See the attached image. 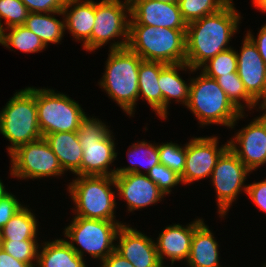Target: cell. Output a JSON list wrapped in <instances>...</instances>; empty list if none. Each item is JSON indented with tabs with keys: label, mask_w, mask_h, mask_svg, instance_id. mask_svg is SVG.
<instances>
[{
	"label": "cell",
	"mask_w": 266,
	"mask_h": 267,
	"mask_svg": "<svg viewBox=\"0 0 266 267\" xmlns=\"http://www.w3.org/2000/svg\"><path fill=\"white\" fill-rule=\"evenodd\" d=\"M119 244L115 251L133 264L134 267H162L156 244L137 229L123 224L117 234Z\"/></svg>",
	"instance_id": "17"
},
{
	"label": "cell",
	"mask_w": 266,
	"mask_h": 267,
	"mask_svg": "<svg viewBox=\"0 0 266 267\" xmlns=\"http://www.w3.org/2000/svg\"><path fill=\"white\" fill-rule=\"evenodd\" d=\"M237 55V72L247 93L257 102L260 109L266 108V64L256 45L246 35Z\"/></svg>",
	"instance_id": "14"
},
{
	"label": "cell",
	"mask_w": 266,
	"mask_h": 267,
	"mask_svg": "<svg viewBox=\"0 0 266 267\" xmlns=\"http://www.w3.org/2000/svg\"><path fill=\"white\" fill-rule=\"evenodd\" d=\"M231 0H179V8L184 21L189 24L204 16L214 14Z\"/></svg>",
	"instance_id": "31"
},
{
	"label": "cell",
	"mask_w": 266,
	"mask_h": 267,
	"mask_svg": "<svg viewBox=\"0 0 266 267\" xmlns=\"http://www.w3.org/2000/svg\"><path fill=\"white\" fill-rule=\"evenodd\" d=\"M235 9L231 0L220 11L187 24L185 63L192 69H200L209 59L231 48L227 44L241 18Z\"/></svg>",
	"instance_id": "1"
},
{
	"label": "cell",
	"mask_w": 266,
	"mask_h": 267,
	"mask_svg": "<svg viewBox=\"0 0 266 267\" xmlns=\"http://www.w3.org/2000/svg\"><path fill=\"white\" fill-rule=\"evenodd\" d=\"M36 107L43 137L56 132H77L86 116L81 106L63 93L36 88Z\"/></svg>",
	"instance_id": "9"
},
{
	"label": "cell",
	"mask_w": 266,
	"mask_h": 267,
	"mask_svg": "<svg viewBox=\"0 0 266 267\" xmlns=\"http://www.w3.org/2000/svg\"><path fill=\"white\" fill-rule=\"evenodd\" d=\"M101 263L100 267H134L131 262L123 258L116 251H113Z\"/></svg>",
	"instance_id": "40"
},
{
	"label": "cell",
	"mask_w": 266,
	"mask_h": 267,
	"mask_svg": "<svg viewBox=\"0 0 266 267\" xmlns=\"http://www.w3.org/2000/svg\"><path fill=\"white\" fill-rule=\"evenodd\" d=\"M7 29L10 32L4 33ZM0 44L9 48H16L25 53H36L47 48L42 40L25 26H13L2 30L0 35ZM11 46V47H10Z\"/></svg>",
	"instance_id": "29"
},
{
	"label": "cell",
	"mask_w": 266,
	"mask_h": 267,
	"mask_svg": "<svg viewBox=\"0 0 266 267\" xmlns=\"http://www.w3.org/2000/svg\"><path fill=\"white\" fill-rule=\"evenodd\" d=\"M216 82L226 93L228 99L233 103V105L244 113V104L240 101L243 100L246 103V107L250 110L256 107L258 104L246 91L243 82L238 76V72L229 73L226 76L217 77ZM240 100V101H239Z\"/></svg>",
	"instance_id": "30"
},
{
	"label": "cell",
	"mask_w": 266,
	"mask_h": 267,
	"mask_svg": "<svg viewBox=\"0 0 266 267\" xmlns=\"http://www.w3.org/2000/svg\"><path fill=\"white\" fill-rule=\"evenodd\" d=\"M258 9L266 12V0H253L252 2Z\"/></svg>",
	"instance_id": "43"
},
{
	"label": "cell",
	"mask_w": 266,
	"mask_h": 267,
	"mask_svg": "<svg viewBox=\"0 0 266 267\" xmlns=\"http://www.w3.org/2000/svg\"><path fill=\"white\" fill-rule=\"evenodd\" d=\"M24 206L11 193H6L0 198V230Z\"/></svg>",
	"instance_id": "37"
},
{
	"label": "cell",
	"mask_w": 266,
	"mask_h": 267,
	"mask_svg": "<svg viewBox=\"0 0 266 267\" xmlns=\"http://www.w3.org/2000/svg\"><path fill=\"white\" fill-rule=\"evenodd\" d=\"M247 36L251 39V41L256 45L258 52L260 53L264 63L266 64V25L261 26L259 34L256 39L251 34L250 31H247Z\"/></svg>",
	"instance_id": "41"
},
{
	"label": "cell",
	"mask_w": 266,
	"mask_h": 267,
	"mask_svg": "<svg viewBox=\"0 0 266 267\" xmlns=\"http://www.w3.org/2000/svg\"><path fill=\"white\" fill-rule=\"evenodd\" d=\"M185 37L186 30L129 25L127 47L146 61L185 63Z\"/></svg>",
	"instance_id": "2"
},
{
	"label": "cell",
	"mask_w": 266,
	"mask_h": 267,
	"mask_svg": "<svg viewBox=\"0 0 266 267\" xmlns=\"http://www.w3.org/2000/svg\"><path fill=\"white\" fill-rule=\"evenodd\" d=\"M246 193L260 210L266 212V179L248 184Z\"/></svg>",
	"instance_id": "39"
},
{
	"label": "cell",
	"mask_w": 266,
	"mask_h": 267,
	"mask_svg": "<svg viewBox=\"0 0 266 267\" xmlns=\"http://www.w3.org/2000/svg\"><path fill=\"white\" fill-rule=\"evenodd\" d=\"M63 14L65 30L68 29L76 40L83 41L84 49L91 51V33L96 19L94 0H66Z\"/></svg>",
	"instance_id": "20"
},
{
	"label": "cell",
	"mask_w": 266,
	"mask_h": 267,
	"mask_svg": "<svg viewBox=\"0 0 266 267\" xmlns=\"http://www.w3.org/2000/svg\"><path fill=\"white\" fill-rule=\"evenodd\" d=\"M29 12L53 13L63 11L66 0H21Z\"/></svg>",
	"instance_id": "38"
},
{
	"label": "cell",
	"mask_w": 266,
	"mask_h": 267,
	"mask_svg": "<svg viewBox=\"0 0 266 267\" xmlns=\"http://www.w3.org/2000/svg\"><path fill=\"white\" fill-rule=\"evenodd\" d=\"M69 226L65 228L67 241L72 249L83 258L84 251L102 262L115 251L114 240L123 223L100 219H86L75 216ZM81 247L77 248L74 243Z\"/></svg>",
	"instance_id": "8"
},
{
	"label": "cell",
	"mask_w": 266,
	"mask_h": 267,
	"mask_svg": "<svg viewBox=\"0 0 266 267\" xmlns=\"http://www.w3.org/2000/svg\"><path fill=\"white\" fill-rule=\"evenodd\" d=\"M37 242V240H2V248L15 259L35 267L37 265L33 264V261L36 260L35 262L37 263L39 251Z\"/></svg>",
	"instance_id": "33"
},
{
	"label": "cell",
	"mask_w": 266,
	"mask_h": 267,
	"mask_svg": "<svg viewBox=\"0 0 266 267\" xmlns=\"http://www.w3.org/2000/svg\"><path fill=\"white\" fill-rule=\"evenodd\" d=\"M9 155L12 162L10 175L13 177L36 179L64 174L44 137L18 146Z\"/></svg>",
	"instance_id": "11"
},
{
	"label": "cell",
	"mask_w": 266,
	"mask_h": 267,
	"mask_svg": "<svg viewBox=\"0 0 266 267\" xmlns=\"http://www.w3.org/2000/svg\"><path fill=\"white\" fill-rule=\"evenodd\" d=\"M201 72L213 79L237 72L236 51L230 48L218 53L215 57L209 59L201 66Z\"/></svg>",
	"instance_id": "32"
},
{
	"label": "cell",
	"mask_w": 266,
	"mask_h": 267,
	"mask_svg": "<svg viewBox=\"0 0 266 267\" xmlns=\"http://www.w3.org/2000/svg\"><path fill=\"white\" fill-rule=\"evenodd\" d=\"M43 244V250L38 251V267H87L84 258L72 249L67 240L55 239Z\"/></svg>",
	"instance_id": "25"
},
{
	"label": "cell",
	"mask_w": 266,
	"mask_h": 267,
	"mask_svg": "<svg viewBox=\"0 0 266 267\" xmlns=\"http://www.w3.org/2000/svg\"><path fill=\"white\" fill-rule=\"evenodd\" d=\"M166 64L142 60L139 65L138 86L139 97L146 99L153 111L162 119V91L158 85L161 69Z\"/></svg>",
	"instance_id": "24"
},
{
	"label": "cell",
	"mask_w": 266,
	"mask_h": 267,
	"mask_svg": "<svg viewBox=\"0 0 266 267\" xmlns=\"http://www.w3.org/2000/svg\"><path fill=\"white\" fill-rule=\"evenodd\" d=\"M37 225L35 215L23 207L0 230L2 240H36Z\"/></svg>",
	"instance_id": "27"
},
{
	"label": "cell",
	"mask_w": 266,
	"mask_h": 267,
	"mask_svg": "<svg viewBox=\"0 0 266 267\" xmlns=\"http://www.w3.org/2000/svg\"><path fill=\"white\" fill-rule=\"evenodd\" d=\"M249 173H251L250 170L230 147L218 158L210 178L216 189L220 216L224 217L227 214L230 205L237 199L242 189L246 192L247 185L244 182Z\"/></svg>",
	"instance_id": "12"
},
{
	"label": "cell",
	"mask_w": 266,
	"mask_h": 267,
	"mask_svg": "<svg viewBox=\"0 0 266 267\" xmlns=\"http://www.w3.org/2000/svg\"><path fill=\"white\" fill-rule=\"evenodd\" d=\"M192 69L187 63L166 64L160 71L158 85L162 91V119L167 118V106L171 99L182 102L185 106L189 99L190 83L187 84L178 73V69Z\"/></svg>",
	"instance_id": "22"
},
{
	"label": "cell",
	"mask_w": 266,
	"mask_h": 267,
	"mask_svg": "<svg viewBox=\"0 0 266 267\" xmlns=\"http://www.w3.org/2000/svg\"><path fill=\"white\" fill-rule=\"evenodd\" d=\"M29 11L21 0H0V26L1 30H4V25L1 23V19L6 21V28L13 26L24 25L27 19Z\"/></svg>",
	"instance_id": "35"
},
{
	"label": "cell",
	"mask_w": 266,
	"mask_h": 267,
	"mask_svg": "<svg viewBox=\"0 0 266 267\" xmlns=\"http://www.w3.org/2000/svg\"><path fill=\"white\" fill-rule=\"evenodd\" d=\"M44 139L57 156L64 172L70 170L76 176H81L83 150L77 132L50 133L46 134Z\"/></svg>",
	"instance_id": "21"
},
{
	"label": "cell",
	"mask_w": 266,
	"mask_h": 267,
	"mask_svg": "<svg viewBox=\"0 0 266 267\" xmlns=\"http://www.w3.org/2000/svg\"><path fill=\"white\" fill-rule=\"evenodd\" d=\"M187 108L198 118L200 124H221L230 128L244 117L228 99L226 93L215 79L203 72L190 79V90Z\"/></svg>",
	"instance_id": "4"
},
{
	"label": "cell",
	"mask_w": 266,
	"mask_h": 267,
	"mask_svg": "<svg viewBox=\"0 0 266 267\" xmlns=\"http://www.w3.org/2000/svg\"><path fill=\"white\" fill-rule=\"evenodd\" d=\"M0 133L11 142L9 154L18 146L43 137L38 122L35 87L17 91L6 103L0 111Z\"/></svg>",
	"instance_id": "5"
},
{
	"label": "cell",
	"mask_w": 266,
	"mask_h": 267,
	"mask_svg": "<svg viewBox=\"0 0 266 267\" xmlns=\"http://www.w3.org/2000/svg\"><path fill=\"white\" fill-rule=\"evenodd\" d=\"M114 179L118 195L126 200L130 212L157 203L164 196L146 173L115 175Z\"/></svg>",
	"instance_id": "18"
},
{
	"label": "cell",
	"mask_w": 266,
	"mask_h": 267,
	"mask_svg": "<svg viewBox=\"0 0 266 267\" xmlns=\"http://www.w3.org/2000/svg\"><path fill=\"white\" fill-rule=\"evenodd\" d=\"M147 176L159 187L164 195L169 194L174 186L182 183L180 175L159 163L155 165Z\"/></svg>",
	"instance_id": "36"
},
{
	"label": "cell",
	"mask_w": 266,
	"mask_h": 267,
	"mask_svg": "<svg viewBox=\"0 0 266 267\" xmlns=\"http://www.w3.org/2000/svg\"><path fill=\"white\" fill-rule=\"evenodd\" d=\"M55 14L64 15L63 11L53 13L29 12L23 25L34 32L46 47L50 42L59 43L65 32V20L56 19Z\"/></svg>",
	"instance_id": "26"
},
{
	"label": "cell",
	"mask_w": 266,
	"mask_h": 267,
	"mask_svg": "<svg viewBox=\"0 0 266 267\" xmlns=\"http://www.w3.org/2000/svg\"><path fill=\"white\" fill-rule=\"evenodd\" d=\"M160 163L182 175L186 163V145L183 147L177 143L167 142L158 145Z\"/></svg>",
	"instance_id": "34"
},
{
	"label": "cell",
	"mask_w": 266,
	"mask_h": 267,
	"mask_svg": "<svg viewBox=\"0 0 266 267\" xmlns=\"http://www.w3.org/2000/svg\"><path fill=\"white\" fill-rule=\"evenodd\" d=\"M211 232L204 222L194 231L187 261L189 267H221L219 245Z\"/></svg>",
	"instance_id": "23"
},
{
	"label": "cell",
	"mask_w": 266,
	"mask_h": 267,
	"mask_svg": "<svg viewBox=\"0 0 266 267\" xmlns=\"http://www.w3.org/2000/svg\"><path fill=\"white\" fill-rule=\"evenodd\" d=\"M161 3H178L179 0H156Z\"/></svg>",
	"instance_id": "45"
},
{
	"label": "cell",
	"mask_w": 266,
	"mask_h": 267,
	"mask_svg": "<svg viewBox=\"0 0 266 267\" xmlns=\"http://www.w3.org/2000/svg\"><path fill=\"white\" fill-rule=\"evenodd\" d=\"M264 111L238 131L231 141H227L230 149L251 172L266 163V108Z\"/></svg>",
	"instance_id": "15"
},
{
	"label": "cell",
	"mask_w": 266,
	"mask_h": 267,
	"mask_svg": "<svg viewBox=\"0 0 266 267\" xmlns=\"http://www.w3.org/2000/svg\"><path fill=\"white\" fill-rule=\"evenodd\" d=\"M98 118L85 116L79 124L77 136L83 150L81 176H115L109 169L116 160L113 135Z\"/></svg>",
	"instance_id": "6"
},
{
	"label": "cell",
	"mask_w": 266,
	"mask_h": 267,
	"mask_svg": "<svg viewBox=\"0 0 266 267\" xmlns=\"http://www.w3.org/2000/svg\"><path fill=\"white\" fill-rule=\"evenodd\" d=\"M99 84L129 116L139 98L138 72L143 60L128 47L110 49Z\"/></svg>",
	"instance_id": "3"
},
{
	"label": "cell",
	"mask_w": 266,
	"mask_h": 267,
	"mask_svg": "<svg viewBox=\"0 0 266 267\" xmlns=\"http://www.w3.org/2000/svg\"><path fill=\"white\" fill-rule=\"evenodd\" d=\"M0 248H2V236H1V231H0Z\"/></svg>",
	"instance_id": "46"
},
{
	"label": "cell",
	"mask_w": 266,
	"mask_h": 267,
	"mask_svg": "<svg viewBox=\"0 0 266 267\" xmlns=\"http://www.w3.org/2000/svg\"><path fill=\"white\" fill-rule=\"evenodd\" d=\"M6 193H8V191H6L5 186L0 180V198L3 197Z\"/></svg>",
	"instance_id": "44"
},
{
	"label": "cell",
	"mask_w": 266,
	"mask_h": 267,
	"mask_svg": "<svg viewBox=\"0 0 266 267\" xmlns=\"http://www.w3.org/2000/svg\"><path fill=\"white\" fill-rule=\"evenodd\" d=\"M202 219H196L191 224L183 227L180 224L167 226L157 239L156 250L161 264L164 257L170 258L171 264L177 261H188L191 241L194 231L203 223Z\"/></svg>",
	"instance_id": "19"
},
{
	"label": "cell",
	"mask_w": 266,
	"mask_h": 267,
	"mask_svg": "<svg viewBox=\"0 0 266 267\" xmlns=\"http://www.w3.org/2000/svg\"><path fill=\"white\" fill-rule=\"evenodd\" d=\"M129 148L128 160L132 164V166L117 168L115 171V175H123L128 173H138L142 174L140 168L145 167V172H148L157 164L160 163V157L158 152V145L149 144L145 141L138 142L137 144H133ZM140 156V159L143 160H133L131 158ZM142 157V158H141ZM140 166V167H139Z\"/></svg>",
	"instance_id": "28"
},
{
	"label": "cell",
	"mask_w": 266,
	"mask_h": 267,
	"mask_svg": "<svg viewBox=\"0 0 266 267\" xmlns=\"http://www.w3.org/2000/svg\"><path fill=\"white\" fill-rule=\"evenodd\" d=\"M127 12L129 16H127ZM126 13V14H125ZM129 0H101L95 2V24L91 33V51L105 45L115 37H122V41L111 43L110 49L127 47L130 19Z\"/></svg>",
	"instance_id": "10"
},
{
	"label": "cell",
	"mask_w": 266,
	"mask_h": 267,
	"mask_svg": "<svg viewBox=\"0 0 266 267\" xmlns=\"http://www.w3.org/2000/svg\"><path fill=\"white\" fill-rule=\"evenodd\" d=\"M114 176H78L70 182L68 191L76 205L75 216L86 219L117 221ZM77 214V215H76Z\"/></svg>",
	"instance_id": "7"
},
{
	"label": "cell",
	"mask_w": 266,
	"mask_h": 267,
	"mask_svg": "<svg viewBox=\"0 0 266 267\" xmlns=\"http://www.w3.org/2000/svg\"><path fill=\"white\" fill-rule=\"evenodd\" d=\"M218 138L198 137L186 144V163L180 176L184 184L211 177L218 158L229 147V143L218 147Z\"/></svg>",
	"instance_id": "13"
},
{
	"label": "cell",
	"mask_w": 266,
	"mask_h": 267,
	"mask_svg": "<svg viewBox=\"0 0 266 267\" xmlns=\"http://www.w3.org/2000/svg\"><path fill=\"white\" fill-rule=\"evenodd\" d=\"M0 267H31L28 263L22 262L9 255L3 248H0Z\"/></svg>",
	"instance_id": "42"
},
{
	"label": "cell",
	"mask_w": 266,
	"mask_h": 267,
	"mask_svg": "<svg viewBox=\"0 0 266 267\" xmlns=\"http://www.w3.org/2000/svg\"><path fill=\"white\" fill-rule=\"evenodd\" d=\"M129 25H148L175 30H186L178 3H161L156 0H129Z\"/></svg>",
	"instance_id": "16"
}]
</instances>
